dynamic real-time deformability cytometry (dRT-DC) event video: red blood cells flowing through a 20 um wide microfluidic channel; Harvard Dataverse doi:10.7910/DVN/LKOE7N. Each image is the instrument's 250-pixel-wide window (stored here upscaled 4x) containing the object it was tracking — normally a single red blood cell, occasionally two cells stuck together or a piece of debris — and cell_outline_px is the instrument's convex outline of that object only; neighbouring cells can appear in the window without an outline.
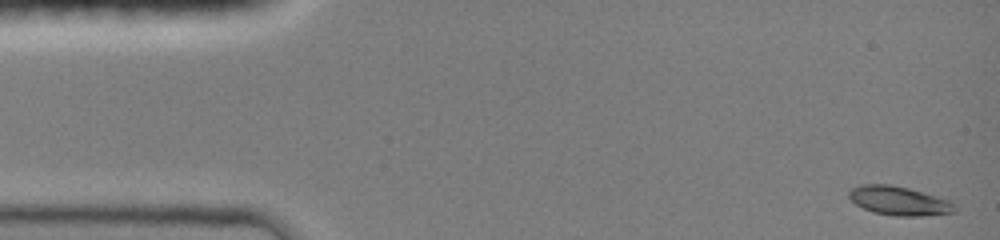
{"species": "common noctule bat (a hibernating species)", "species_latin": "Nyctalus noctula", "temperature_condition": "room temperature", "stored_images_in_passage": 45, "camera_frame_rate_fps": 3000, "um_per_image_px": 0.085, "animal": {"sex": "female", "body_mass_g": 19.0, "forearm_length_mm": 51.5}, "frame": {"image": 1, "passage_image": 1, "time_ms": 0.0, "image_size_px": [1000, 240], "cell_outline_px": [[956, 212], [920, 216], [896, 216], [872, 212], [856, 204], [848, 196], [848, 192], [852, 188], [864, 184], [888, 184], [908, 188], [948, 200], [956, 204]], "centroid_in_image_um": [76.42, 17.07], "position_along_channel_um": 8.6, "area_um2": 17.69}}
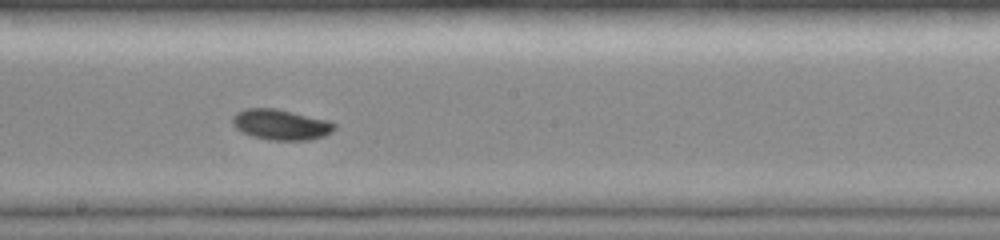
{"frame": {"image": 2, "passage_image": 25, "time_ms": 8.0, "image_size_px": [1000, 240], "cell_outline_px": [[336, 128], [332, 132], [324, 136], [308, 140], [268, 140], [252, 136], [236, 128], [232, 124], [232, 116], [236, 112], [248, 108], [276, 108], [328, 120], [336, 124]], "centroid_in_image_um": [23.88, 10.59], "position_along_channel_um": 224.3, "area_um2": 18.21}}
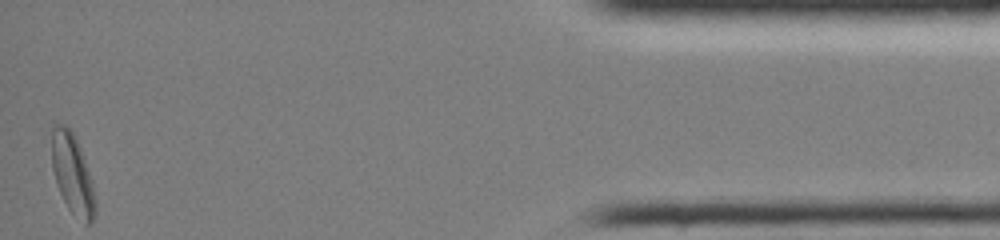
{"frame": {"image": 3, "passage_image": 45, "time_ms": 14.667, "image_size_px": [1000, 240], "cell_outline_px": [[96, 216], [88, 224], [72, 212], [68, 208], [56, 184], [52, 168], [52, 124], [64, 124], [72, 132], [80, 148], [92, 180], [96, 204]], "centroid_in_image_um": [6.16, 14.79], "position_along_channel_um": 429.0, "area_um2": 20.06}, "authors_computed_cell_mechanics": {"area_um2": 17.4556, "velocity_mm_per_s": 4.143, "shape_relaxation_time_tau1_ms": 2.6922, "shape_relaxation_time_tau2_ms": null, "deformation_change_tau1": 0.1095, "deformation_change_tau2": null}}